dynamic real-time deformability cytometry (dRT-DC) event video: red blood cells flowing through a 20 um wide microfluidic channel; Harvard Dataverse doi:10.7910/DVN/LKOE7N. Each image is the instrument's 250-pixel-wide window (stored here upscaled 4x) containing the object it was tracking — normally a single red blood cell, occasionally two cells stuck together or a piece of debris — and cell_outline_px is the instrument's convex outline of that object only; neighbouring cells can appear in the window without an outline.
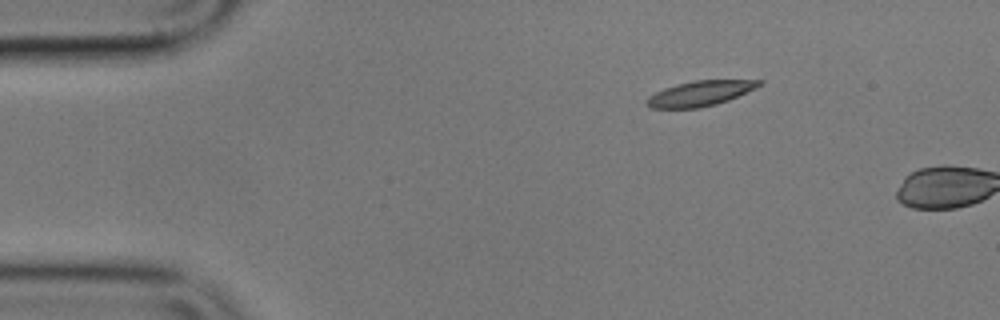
{"species": "common noctule bat (a hibernating species)", "species_latin": "Nyctalus noctula", "temperature_condition": "cold", "stored_images_in_passage": 2, "camera_frame_rate_fps": 3000, "um_per_image_px": 0.085, "animal": {"sex": "male", "body_mass_g": 17.9}, "frame": {"image": 1, "passage_image": 1, "time_ms": 0.0, "image_size_px": [1000, 320], "cell_outline_px": [[764, 84], [756, 88], [728, 100], [716, 104], [700, 108], [652, 108], [644, 104], [648, 96], [664, 88], [676, 84], [696, 80], [764, 80]], "centroid_in_image_um": [59.51, 7.94], "position_along_channel_um": 25.5, "area_um2": 16.53}}